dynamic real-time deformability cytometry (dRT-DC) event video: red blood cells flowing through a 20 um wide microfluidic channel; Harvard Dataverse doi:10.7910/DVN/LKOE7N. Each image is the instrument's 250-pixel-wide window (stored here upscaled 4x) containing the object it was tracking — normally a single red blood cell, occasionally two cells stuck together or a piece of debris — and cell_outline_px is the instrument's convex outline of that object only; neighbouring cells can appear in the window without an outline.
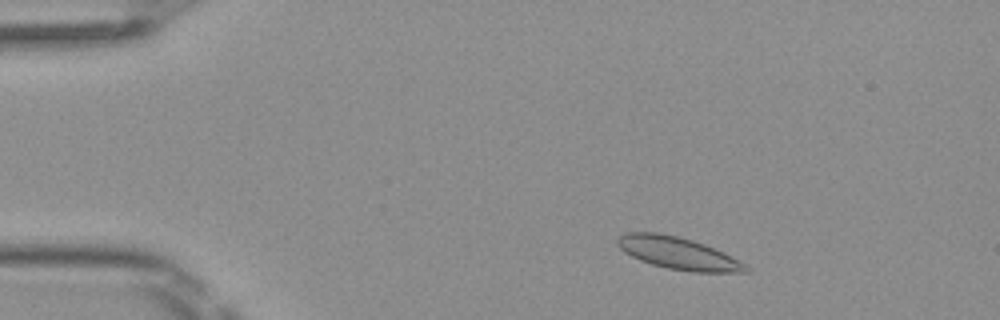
{"species": "Egyptian fruit bat (a non-hibernating species)", "species_latin": "Rousettus aegyptiacus", "temperature_condition": "room temperature", "stored_images_in_passage": 44, "camera_frame_rate_fps": 3000, "um_per_image_px": 0.085, "frame": {"image": 1, "passage_image": 2, "time_ms": 0.333, "image_size_px": [1000, 320], "cell_outline_px": [[752, 268], [748, 272], [692, 272], [668, 268], [652, 264], [640, 260], [624, 252], [616, 244], [616, 240], [620, 236], [628, 232], [656, 232], [676, 236], [692, 240], [704, 244], [724, 252], [732, 256]], "centroid_in_image_um": [57.66, 21.52], "position_along_channel_um": 27.3, "area_um2": 24.04}}
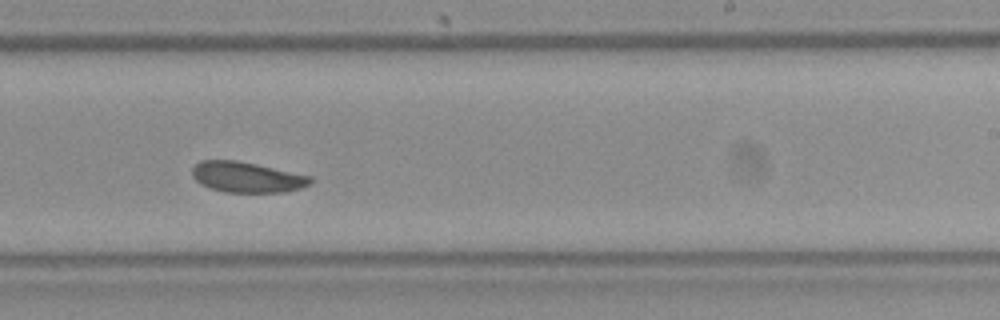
{"frame": {"image": 2, "passage_image": 25, "time_ms": 8.0, "image_size_px": [1000, 320], "cell_outline_px": [[312, 184], [300, 188], [284, 192], [224, 192], [200, 184], [192, 176], [192, 168], [200, 160], [236, 160], [256, 164], [312, 176]], "centroid_in_image_um": [20.99, 15.05], "position_along_channel_um": 268.0, "area_um2": 21.04}}
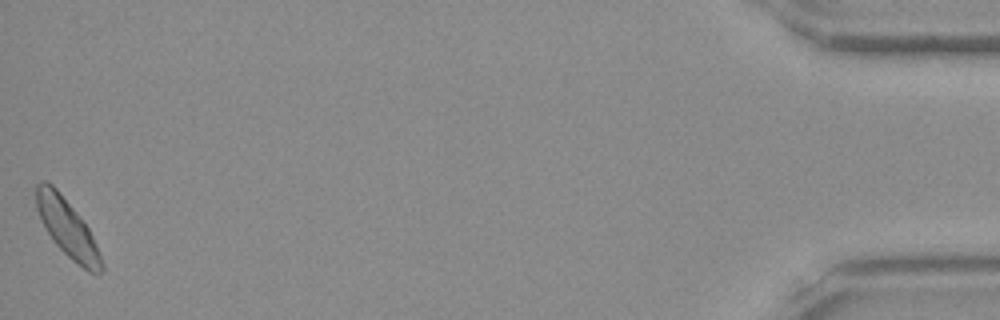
{"frame": {"image": 3, "passage_image": 44, "time_ms": 14.333, "image_size_px": [1000, 320], "cell_outline_px": [[104, 268], [100, 272], [88, 272], [72, 260], [52, 240], [36, 208], [36, 184], [40, 180], [44, 180], [52, 184], [56, 188], [76, 212], [88, 228], [100, 252], [104, 264]], "centroid_in_image_um": [5.73, 19.38], "position_along_channel_um": 429.5, "area_um2": 21.56}}